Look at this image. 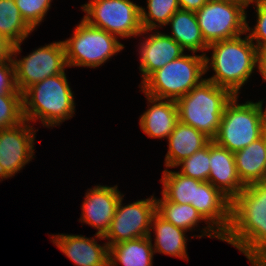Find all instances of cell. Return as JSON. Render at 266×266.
<instances>
[{
    "mask_svg": "<svg viewBox=\"0 0 266 266\" xmlns=\"http://www.w3.org/2000/svg\"><path fill=\"white\" fill-rule=\"evenodd\" d=\"M53 244L63 252L76 266H109L108 243L100 245L95 238L82 235H52Z\"/></svg>",
    "mask_w": 266,
    "mask_h": 266,
    "instance_id": "cell-15",
    "label": "cell"
},
{
    "mask_svg": "<svg viewBox=\"0 0 266 266\" xmlns=\"http://www.w3.org/2000/svg\"><path fill=\"white\" fill-rule=\"evenodd\" d=\"M12 45L0 34V61L11 56Z\"/></svg>",
    "mask_w": 266,
    "mask_h": 266,
    "instance_id": "cell-35",
    "label": "cell"
},
{
    "mask_svg": "<svg viewBox=\"0 0 266 266\" xmlns=\"http://www.w3.org/2000/svg\"><path fill=\"white\" fill-rule=\"evenodd\" d=\"M145 96L152 106L140 117L142 131L150 138H168L179 121L176 101Z\"/></svg>",
    "mask_w": 266,
    "mask_h": 266,
    "instance_id": "cell-17",
    "label": "cell"
},
{
    "mask_svg": "<svg viewBox=\"0 0 266 266\" xmlns=\"http://www.w3.org/2000/svg\"><path fill=\"white\" fill-rule=\"evenodd\" d=\"M210 142L201 150L184 159L177 166H182L179 172L183 176L208 181L210 174Z\"/></svg>",
    "mask_w": 266,
    "mask_h": 266,
    "instance_id": "cell-29",
    "label": "cell"
},
{
    "mask_svg": "<svg viewBox=\"0 0 266 266\" xmlns=\"http://www.w3.org/2000/svg\"><path fill=\"white\" fill-rule=\"evenodd\" d=\"M52 0H15L21 16L35 30L44 19Z\"/></svg>",
    "mask_w": 266,
    "mask_h": 266,
    "instance_id": "cell-30",
    "label": "cell"
},
{
    "mask_svg": "<svg viewBox=\"0 0 266 266\" xmlns=\"http://www.w3.org/2000/svg\"><path fill=\"white\" fill-rule=\"evenodd\" d=\"M91 26L118 37L142 35L140 7L131 0H90L81 6Z\"/></svg>",
    "mask_w": 266,
    "mask_h": 266,
    "instance_id": "cell-8",
    "label": "cell"
},
{
    "mask_svg": "<svg viewBox=\"0 0 266 266\" xmlns=\"http://www.w3.org/2000/svg\"><path fill=\"white\" fill-rule=\"evenodd\" d=\"M264 81H266V52H258L257 66Z\"/></svg>",
    "mask_w": 266,
    "mask_h": 266,
    "instance_id": "cell-36",
    "label": "cell"
},
{
    "mask_svg": "<svg viewBox=\"0 0 266 266\" xmlns=\"http://www.w3.org/2000/svg\"><path fill=\"white\" fill-rule=\"evenodd\" d=\"M28 124L24 120L0 130V181L15 175L33 159L36 130Z\"/></svg>",
    "mask_w": 266,
    "mask_h": 266,
    "instance_id": "cell-13",
    "label": "cell"
},
{
    "mask_svg": "<svg viewBox=\"0 0 266 266\" xmlns=\"http://www.w3.org/2000/svg\"><path fill=\"white\" fill-rule=\"evenodd\" d=\"M154 250L151 235L109 246V266H152ZM119 262V263H118Z\"/></svg>",
    "mask_w": 266,
    "mask_h": 266,
    "instance_id": "cell-22",
    "label": "cell"
},
{
    "mask_svg": "<svg viewBox=\"0 0 266 266\" xmlns=\"http://www.w3.org/2000/svg\"><path fill=\"white\" fill-rule=\"evenodd\" d=\"M117 187L95 186L86 193L81 206L80 221L97 229L95 237L102 240H105L103 236L108 231L121 196H124Z\"/></svg>",
    "mask_w": 266,
    "mask_h": 266,
    "instance_id": "cell-14",
    "label": "cell"
},
{
    "mask_svg": "<svg viewBox=\"0 0 266 266\" xmlns=\"http://www.w3.org/2000/svg\"><path fill=\"white\" fill-rule=\"evenodd\" d=\"M224 1H231L238 4H243L245 7H248L253 0H224Z\"/></svg>",
    "mask_w": 266,
    "mask_h": 266,
    "instance_id": "cell-37",
    "label": "cell"
},
{
    "mask_svg": "<svg viewBox=\"0 0 266 266\" xmlns=\"http://www.w3.org/2000/svg\"><path fill=\"white\" fill-rule=\"evenodd\" d=\"M156 197L122 206L121 196L107 233L108 246L151 235V218L156 213Z\"/></svg>",
    "mask_w": 266,
    "mask_h": 266,
    "instance_id": "cell-11",
    "label": "cell"
},
{
    "mask_svg": "<svg viewBox=\"0 0 266 266\" xmlns=\"http://www.w3.org/2000/svg\"><path fill=\"white\" fill-rule=\"evenodd\" d=\"M250 261L251 266H266V241H261L249 250H240Z\"/></svg>",
    "mask_w": 266,
    "mask_h": 266,
    "instance_id": "cell-33",
    "label": "cell"
},
{
    "mask_svg": "<svg viewBox=\"0 0 266 266\" xmlns=\"http://www.w3.org/2000/svg\"><path fill=\"white\" fill-rule=\"evenodd\" d=\"M20 46L21 43L13 45L11 58L14 65L16 87L22 94L30 86L45 78L64 73L65 68L68 67L63 41L40 47L18 60L16 54H20Z\"/></svg>",
    "mask_w": 266,
    "mask_h": 266,
    "instance_id": "cell-9",
    "label": "cell"
},
{
    "mask_svg": "<svg viewBox=\"0 0 266 266\" xmlns=\"http://www.w3.org/2000/svg\"><path fill=\"white\" fill-rule=\"evenodd\" d=\"M24 120L23 94H0V130L17 126Z\"/></svg>",
    "mask_w": 266,
    "mask_h": 266,
    "instance_id": "cell-28",
    "label": "cell"
},
{
    "mask_svg": "<svg viewBox=\"0 0 266 266\" xmlns=\"http://www.w3.org/2000/svg\"><path fill=\"white\" fill-rule=\"evenodd\" d=\"M147 9L148 12L140 7L142 34L168 25V21L180 9V5L178 0H147Z\"/></svg>",
    "mask_w": 266,
    "mask_h": 266,
    "instance_id": "cell-27",
    "label": "cell"
},
{
    "mask_svg": "<svg viewBox=\"0 0 266 266\" xmlns=\"http://www.w3.org/2000/svg\"><path fill=\"white\" fill-rule=\"evenodd\" d=\"M168 152L165 155V167L174 168L196 151L201 150L211 140L188 124L178 121L169 135Z\"/></svg>",
    "mask_w": 266,
    "mask_h": 266,
    "instance_id": "cell-19",
    "label": "cell"
},
{
    "mask_svg": "<svg viewBox=\"0 0 266 266\" xmlns=\"http://www.w3.org/2000/svg\"><path fill=\"white\" fill-rule=\"evenodd\" d=\"M242 213L246 226L260 241H266V175Z\"/></svg>",
    "mask_w": 266,
    "mask_h": 266,
    "instance_id": "cell-26",
    "label": "cell"
},
{
    "mask_svg": "<svg viewBox=\"0 0 266 266\" xmlns=\"http://www.w3.org/2000/svg\"><path fill=\"white\" fill-rule=\"evenodd\" d=\"M191 205L239 251L252 249L261 242L246 226L242 211L210 182L202 181L196 186L195 204Z\"/></svg>",
    "mask_w": 266,
    "mask_h": 266,
    "instance_id": "cell-1",
    "label": "cell"
},
{
    "mask_svg": "<svg viewBox=\"0 0 266 266\" xmlns=\"http://www.w3.org/2000/svg\"><path fill=\"white\" fill-rule=\"evenodd\" d=\"M6 93H21L16 87L11 56L0 61V94Z\"/></svg>",
    "mask_w": 266,
    "mask_h": 266,
    "instance_id": "cell-32",
    "label": "cell"
},
{
    "mask_svg": "<svg viewBox=\"0 0 266 266\" xmlns=\"http://www.w3.org/2000/svg\"><path fill=\"white\" fill-rule=\"evenodd\" d=\"M155 201L156 213L165 221L188 231L194 229L198 225L197 223L203 220L208 226L204 227L201 231L202 234L198 236L199 238L207 236L227 242L191 204L174 203L166 200L163 196L161 199H155Z\"/></svg>",
    "mask_w": 266,
    "mask_h": 266,
    "instance_id": "cell-20",
    "label": "cell"
},
{
    "mask_svg": "<svg viewBox=\"0 0 266 266\" xmlns=\"http://www.w3.org/2000/svg\"><path fill=\"white\" fill-rule=\"evenodd\" d=\"M73 92L66 74L47 77L23 93V115L28 122L40 119L46 127L60 125L75 112Z\"/></svg>",
    "mask_w": 266,
    "mask_h": 266,
    "instance_id": "cell-3",
    "label": "cell"
},
{
    "mask_svg": "<svg viewBox=\"0 0 266 266\" xmlns=\"http://www.w3.org/2000/svg\"><path fill=\"white\" fill-rule=\"evenodd\" d=\"M205 73V53L183 54L153 72L140 86L145 95L176 101L200 84Z\"/></svg>",
    "mask_w": 266,
    "mask_h": 266,
    "instance_id": "cell-6",
    "label": "cell"
},
{
    "mask_svg": "<svg viewBox=\"0 0 266 266\" xmlns=\"http://www.w3.org/2000/svg\"><path fill=\"white\" fill-rule=\"evenodd\" d=\"M150 226V229L155 231V244L152 245L154 253L167 254L188 260L187 239L185 237L187 231L165 221L157 213L151 218Z\"/></svg>",
    "mask_w": 266,
    "mask_h": 266,
    "instance_id": "cell-23",
    "label": "cell"
},
{
    "mask_svg": "<svg viewBox=\"0 0 266 266\" xmlns=\"http://www.w3.org/2000/svg\"><path fill=\"white\" fill-rule=\"evenodd\" d=\"M208 0H178L180 9L198 11Z\"/></svg>",
    "mask_w": 266,
    "mask_h": 266,
    "instance_id": "cell-34",
    "label": "cell"
},
{
    "mask_svg": "<svg viewBox=\"0 0 266 266\" xmlns=\"http://www.w3.org/2000/svg\"><path fill=\"white\" fill-rule=\"evenodd\" d=\"M212 58L205 54V72L212 67L215 75L207 80L238 96L241 87L248 81L257 66L258 49L248 36L241 35L208 45ZM210 65V67L208 66Z\"/></svg>",
    "mask_w": 266,
    "mask_h": 266,
    "instance_id": "cell-2",
    "label": "cell"
},
{
    "mask_svg": "<svg viewBox=\"0 0 266 266\" xmlns=\"http://www.w3.org/2000/svg\"><path fill=\"white\" fill-rule=\"evenodd\" d=\"M234 96L225 106L218 132L213 141L235 153L266 133V109L263 100L238 104Z\"/></svg>",
    "mask_w": 266,
    "mask_h": 266,
    "instance_id": "cell-5",
    "label": "cell"
},
{
    "mask_svg": "<svg viewBox=\"0 0 266 266\" xmlns=\"http://www.w3.org/2000/svg\"><path fill=\"white\" fill-rule=\"evenodd\" d=\"M234 159L239 179L253 192L266 175V133L235 152Z\"/></svg>",
    "mask_w": 266,
    "mask_h": 266,
    "instance_id": "cell-18",
    "label": "cell"
},
{
    "mask_svg": "<svg viewBox=\"0 0 266 266\" xmlns=\"http://www.w3.org/2000/svg\"><path fill=\"white\" fill-rule=\"evenodd\" d=\"M139 50L141 60L139 69L143 79L141 84L153 72L184 54V49L173 38L159 31L145 38Z\"/></svg>",
    "mask_w": 266,
    "mask_h": 266,
    "instance_id": "cell-16",
    "label": "cell"
},
{
    "mask_svg": "<svg viewBox=\"0 0 266 266\" xmlns=\"http://www.w3.org/2000/svg\"><path fill=\"white\" fill-rule=\"evenodd\" d=\"M201 182V180L183 176L179 171L165 169L161 179L162 196L174 203L195 204L196 186Z\"/></svg>",
    "mask_w": 266,
    "mask_h": 266,
    "instance_id": "cell-25",
    "label": "cell"
},
{
    "mask_svg": "<svg viewBox=\"0 0 266 266\" xmlns=\"http://www.w3.org/2000/svg\"><path fill=\"white\" fill-rule=\"evenodd\" d=\"M32 31L21 16L15 0H0V34L12 46L22 43Z\"/></svg>",
    "mask_w": 266,
    "mask_h": 266,
    "instance_id": "cell-24",
    "label": "cell"
},
{
    "mask_svg": "<svg viewBox=\"0 0 266 266\" xmlns=\"http://www.w3.org/2000/svg\"><path fill=\"white\" fill-rule=\"evenodd\" d=\"M251 3L256 4L257 24L253 29L246 23V32H250L248 37L253 42L259 52H266V0H253Z\"/></svg>",
    "mask_w": 266,
    "mask_h": 266,
    "instance_id": "cell-31",
    "label": "cell"
},
{
    "mask_svg": "<svg viewBox=\"0 0 266 266\" xmlns=\"http://www.w3.org/2000/svg\"><path fill=\"white\" fill-rule=\"evenodd\" d=\"M171 24L173 38L184 50L192 51L193 54L199 51H207L208 44L205 42L194 11L179 9L168 21Z\"/></svg>",
    "mask_w": 266,
    "mask_h": 266,
    "instance_id": "cell-21",
    "label": "cell"
},
{
    "mask_svg": "<svg viewBox=\"0 0 266 266\" xmlns=\"http://www.w3.org/2000/svg\"><path fill=\"white\" fill-rule=\"evenodd\" d=\"M63 43L68 67L101 66L124 48L116 36L89 25L84 19L77 25L71 38Z\"/></svg>",
    "mask_w": 266,
    "mask_h": 266,
    "instance_id": "cell-7",
    "label": "cell"
},
{
    "mask_svg": "<svg viewBox=\"0 0 266 266\" xmlns=\"http://www.w3.org/2000/svg\"><path fill=\"white\" fill-rule=\"evenodd\" d=\"M208 182L228 197L242 212L249 206L252 192L238 177L234 153L210 141Z\"/></svg>",
    "mask_w": 266,
    "mask_h": 266,
    "instance_id": "cell-12",
    "label": "cell"
},
{
    "mask_svg": "<svg viewBox=\"0 0 266 266\" xmlns=\"http://www.w3.org/2000/svg\"><path fill=\"white\" fill-rule=\"evenodd\" d=\"M245 8L231 1L208 0L195 12L205 42L209 45L247 33Z\"/></svg>",
    "mask_w": 266,
    "mask_h": 266,
    "instance_id": "cell-10",
    "label": "cell"
},
{
    "mask_svg": "<svg viewBox=\"0 0 266 266\" xmlns=\"http://www.w3.org/2000/svg\"><path fill=\"white\" fill-rule=\"evenodd\" d=\"M233 97L229 90L204 78L190 92L176 100L179 121L194 127L213 140L225 106Z\"/></svg>",
    "mask_w": 266,
    "mask_h": 266,
    "instance_id": "cell-4",
    "label": "cell"
}]
</instances>
